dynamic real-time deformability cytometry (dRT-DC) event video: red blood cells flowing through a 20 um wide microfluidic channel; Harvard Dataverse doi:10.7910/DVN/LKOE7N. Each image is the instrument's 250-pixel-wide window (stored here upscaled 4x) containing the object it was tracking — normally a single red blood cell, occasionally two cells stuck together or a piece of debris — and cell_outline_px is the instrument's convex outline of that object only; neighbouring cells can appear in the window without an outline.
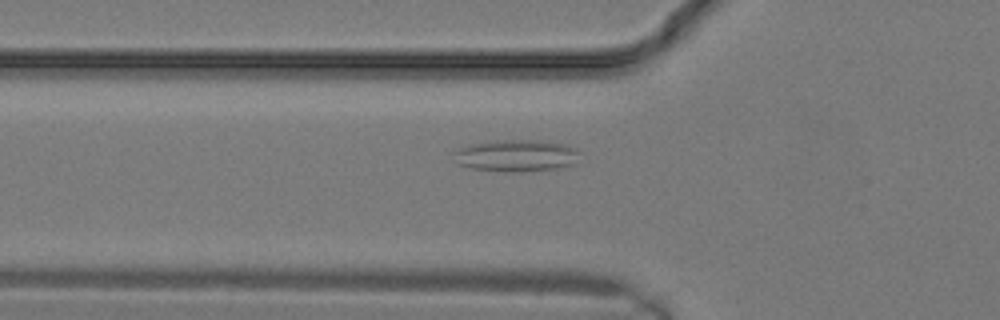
{"species": "common noctule bat (a hibernating species)", "species_latin": "Nyctalus noctula", "temperature_condition": "warm", "stored_images_in_passage": 7, "camera_frame_rate_fps": 3000, "um_per_image_px": 0.085, "animal": {"sex": "male", "body_mass_g": 19.2, "forearm_length_mm": 51.8}, "frame": {"image": 1, "passage_image": 5, "time_ms": 1.333, "image_size_px": [1000, 320], "cell_outline_px": [[580, 152], [572, 164], [560, 168], [520, 172], [504, 172], [472, 168], [456, 164], [452, 152], [456, 148], [468, 144], [500, 140], [540, 140], [564, 144], [576, 148]], "centroid_in_image_um": [43.82, 13.23], "position_along_channel_um": 82.0, "area_um2": 23.7}}